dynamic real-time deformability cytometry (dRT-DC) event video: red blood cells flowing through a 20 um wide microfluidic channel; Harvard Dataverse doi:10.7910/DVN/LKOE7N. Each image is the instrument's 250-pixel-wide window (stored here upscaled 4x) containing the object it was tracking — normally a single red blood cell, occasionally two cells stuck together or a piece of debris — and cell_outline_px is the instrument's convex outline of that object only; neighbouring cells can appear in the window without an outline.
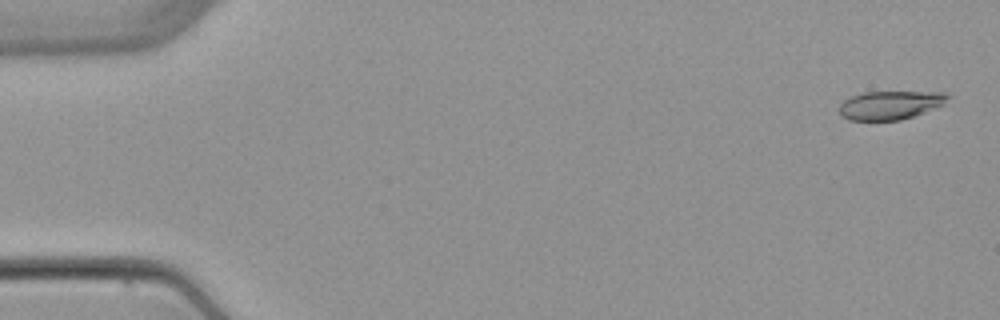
{"species": "common noctule bat (a hibernating species)", "species_latin": "Nyctalus noctula", "temperature_condition": "warm", "stored_images_in_passage": 4, "camera_frame_rate_fps": 3000, "um_per_image_px": 0.085, "animal": {"sex": "female", "body_mass_g": 22.7, "forearm_length_mm": 54.2}, "frame": {"image": 1, "passage_image": 1, "time_ms": 0.0, "image_size_px": [1000, 320], "cell_outline_px": [[952, 96], [944, 104], [924, 112], [900, 120], [848, 120], [840, 116], [840, 104], [844, 100], [852, 96], [864, 92], [944, 92]], "centroid_in_image_um": [75.68, 8.93], "position_along_channel_um": 9.3, "area_um2": 18.03}}
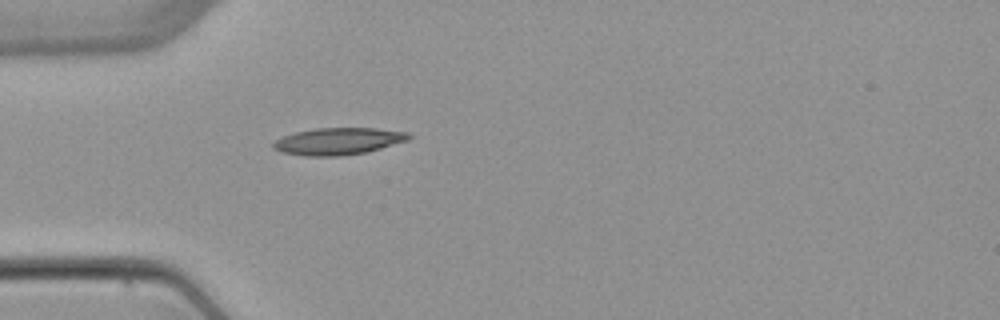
{"frame": {"image": 2, "passage_image": 4, "time_ms": 4.667, "image_size_px": [1000, 320], "cell_outline_px": [[412, 136], [408, 140], [368, 152], [340, 156], [304, 156], [280, 152], [272, 148], [272, 144], [276, 140], [284, 136], [296, 132], [316, 128], [376, 128], [408, 132]], "centroid_in_image_um": [28.75, 12.01], "position_along_channel_um": 56.2, "area_um2": 21.39}}